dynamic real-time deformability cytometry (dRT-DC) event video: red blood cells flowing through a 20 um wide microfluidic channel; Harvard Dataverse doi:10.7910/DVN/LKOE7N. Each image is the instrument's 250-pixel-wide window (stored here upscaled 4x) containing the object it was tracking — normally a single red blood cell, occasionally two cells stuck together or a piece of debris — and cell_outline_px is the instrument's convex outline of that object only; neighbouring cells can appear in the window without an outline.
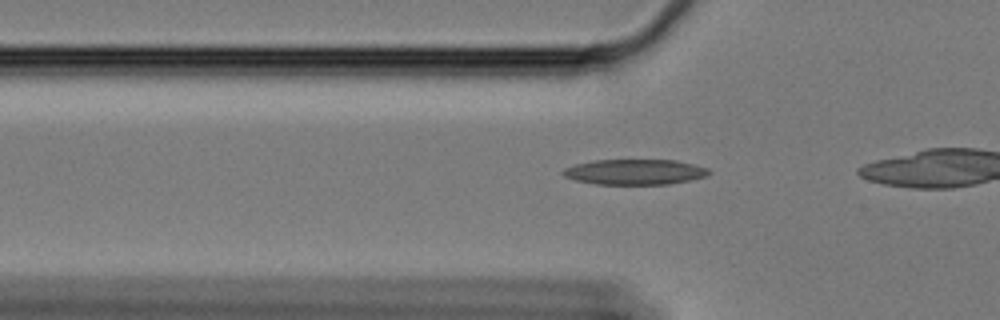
{"species": "Egyptian fruit bat (a non-hibernating species)", "species_latin": "Rousettus aegyptiacus", "temperature_condition": "cold", "stored_images_in_passage": 22, "camera_frame_rate_fps": 3000, "um_per_image_px": 0.085, "animal": {"sex": "female"}, "frame": {"image": 1, "passage_image": 15, "time_ms": 4.667, "image_size_px": [1000, 320], "cell_outline_px": [[712, 172], [704, 176], [688, 180], [668, 184], [596, 184], [576, 180], [564, 176], [560, 172], [564, 168], [572, 164], [596, 160], [676, 160], [708, 168]], "centroid_in_image_um": [53.91, 14.61], "position_along_channel_um": 71.9, "area_um2": 21.5}}
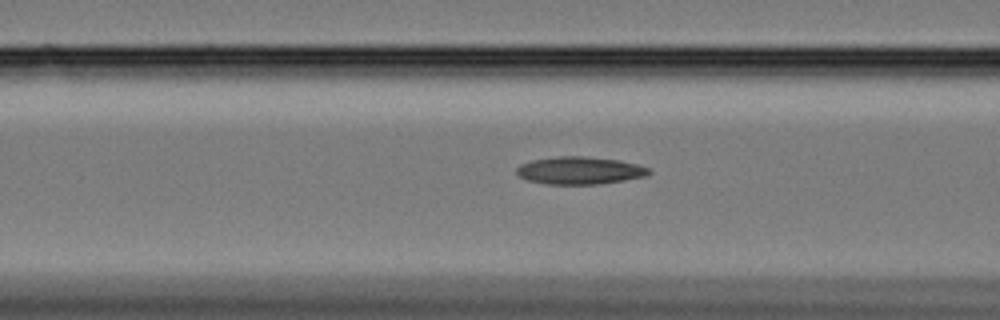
{"frame": {"image": 2, "passage_image": 19, "time_ms": 6.0, "image_size_px": [1000, 320], "cell_outline_px": [[652, 172], [644, 176], [624, 180], [600, 184], [544, 184], [528, 180], [520, 176], [516, 172], [516, 168], [520, 164], [532, 160], [560, 156], [584, 156], [620, 160], [636, 164], [648, 168]], "centroid_in_image_um": [49.26, 14.49], "position_along_channel_um": 117.3, "area_um2": 21.15}}